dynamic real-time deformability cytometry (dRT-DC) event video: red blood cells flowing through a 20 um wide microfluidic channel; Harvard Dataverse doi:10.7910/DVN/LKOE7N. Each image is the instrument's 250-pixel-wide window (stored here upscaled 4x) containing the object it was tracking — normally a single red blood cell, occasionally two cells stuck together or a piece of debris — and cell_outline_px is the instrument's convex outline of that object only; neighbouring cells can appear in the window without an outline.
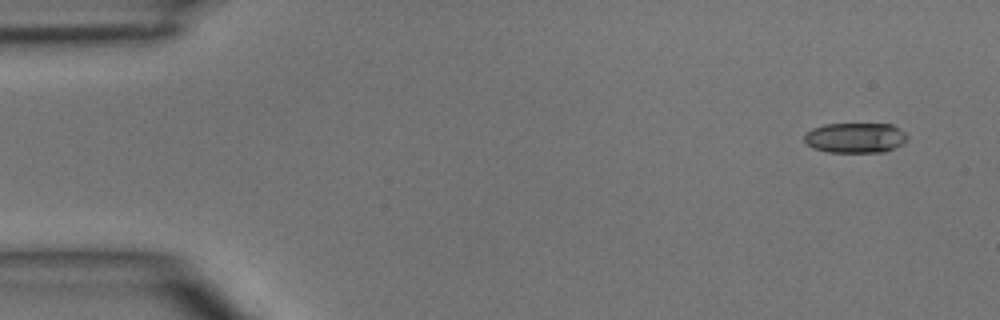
{"species": "common noctule bat (a hibernating species)", "species_latin": "Nyctalus noctula", "temperature_condition": "room temperature", "stored_images_in_passage": 3, "camera_frame_rate_fps": 3000, "um_per_image_px": 0.085, "animal": {"sex": "male", "body_mass_g": 15.6}, "frame": {"image": 1, "passage_image": 1, "time_ms": 0.0, "image_size_px": [1000, 320], "cell_outline_px": [[908, 136], [900, 144], [884, 152], [828, 152], [812, 148], [804, 140], [804, 136], [812, 128], [824, 124], [892, 124], [904, 132]], "centroid_in_image_um": [72.66, 11.71], "position_along_channel_um": 12.3, "area_um2": 17.92}}